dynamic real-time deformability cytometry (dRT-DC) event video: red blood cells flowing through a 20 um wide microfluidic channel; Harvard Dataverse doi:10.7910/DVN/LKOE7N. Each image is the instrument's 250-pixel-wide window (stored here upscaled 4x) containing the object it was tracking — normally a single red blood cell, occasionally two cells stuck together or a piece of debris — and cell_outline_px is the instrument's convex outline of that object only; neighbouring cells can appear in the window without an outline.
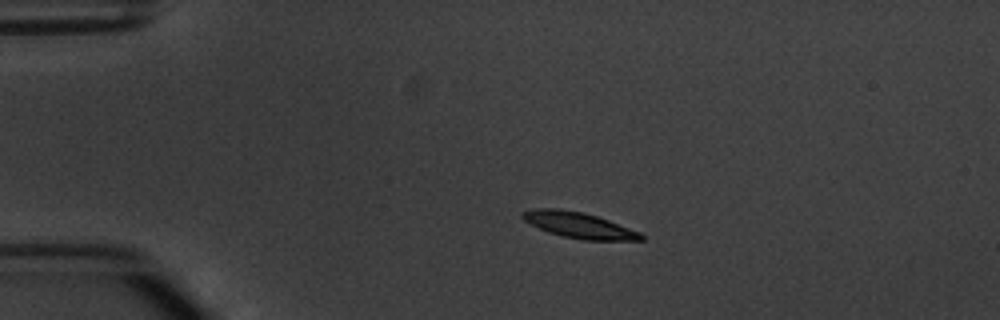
{"species": "common noctule bat (a hibernating species)", "species_latin": "Nyctalus noctula", "temperature_condition": "warm", "stored_images_in_passage": 3, "camera_frame_rate_fps": 3000, "um_per_image_px": 0.085, "animal": {"sex": "male", "body_mass_g": 20.1, "forearm_length_mm": 53.5}, "frame": {"image": 1, "passage_image": 2, "time_ms": 1.0, "image_size_px": [1000, 320], "cell_outline_px": [[644, 240], [584, 240], [564, 236], [548, 232], [524, 220], [520, 216], [520, 212], [536, 208], [560, 208], [584, 212], [608, 220], [640, 232], [644, 236]], "centroid_in_image_um": [49.19, 19.12], "position_along_channel_um": 35.8, "area_um2": 17.74}}